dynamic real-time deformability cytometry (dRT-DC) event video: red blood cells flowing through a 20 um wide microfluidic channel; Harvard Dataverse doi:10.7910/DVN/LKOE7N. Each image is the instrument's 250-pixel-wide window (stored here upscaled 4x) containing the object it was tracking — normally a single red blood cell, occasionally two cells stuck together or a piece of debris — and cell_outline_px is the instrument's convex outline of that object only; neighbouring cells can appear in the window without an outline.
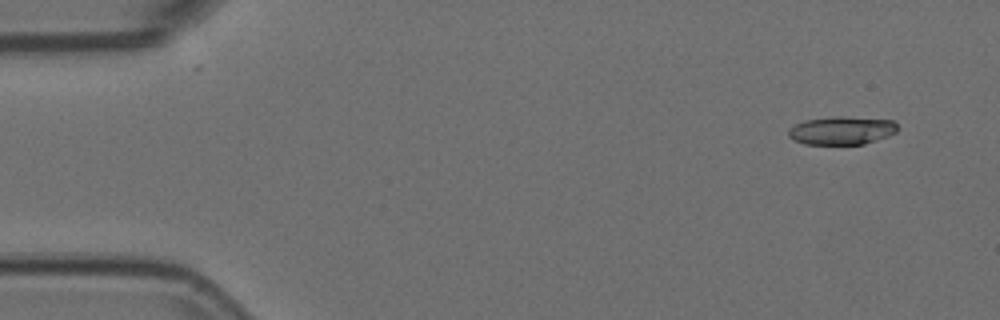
{"species": "Egyptian fruit bat (a non-hibernating species)", "species_latin": "Rousettus aegyptiacus", "temperature_condition": "room temperature", "stored_images_in_passage": 4, "camera_frame_rate_fps": 3000, "um_per_image_px": 0.085, "animal": {"sex": "female"}, "frame": {"image": 1, "passage_image": 1, "time_ms": 0.0, "image_size_px": [1000, 320], "cell_outline_px": [[896, 132], [888, 136], [864, 144], [804, 144], [792, 140], [788, 136], [788, 128], [804, 120], [832, 116], [844, 116], [892, 120], [896, 124]], "centroid_in_image_um": [71.5, 11.09], "position_along_channel_um": 13.5, "area_um2": 18.03}}
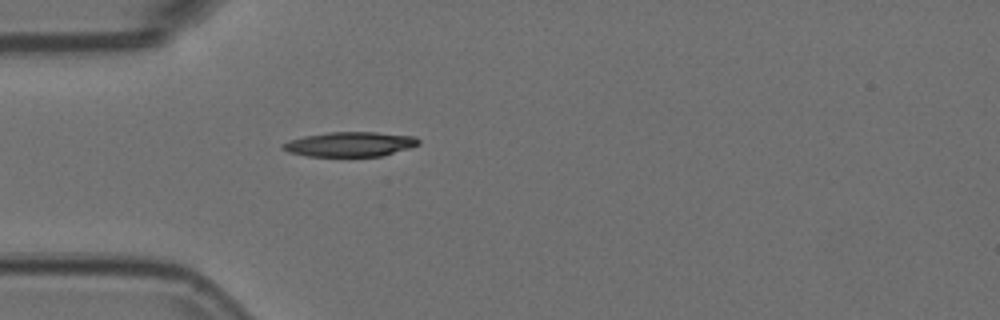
{"frame": {"image": 2, "passage_image": 4, "time_ms": 1.0, "image_size_px": [1000, 320], "cell_outline_px": [[420, 144], [384, 156], [308, 156], [288, 152], [280, 148], [280, 144], [288, 140], [304, 136], [328, 132], [376, 132], [416, 136], [420, 140]], "centroid_in_image_um": [29.73, 12.25], "position_along_channel_um": 55.3, "area_um2": 19.71}}